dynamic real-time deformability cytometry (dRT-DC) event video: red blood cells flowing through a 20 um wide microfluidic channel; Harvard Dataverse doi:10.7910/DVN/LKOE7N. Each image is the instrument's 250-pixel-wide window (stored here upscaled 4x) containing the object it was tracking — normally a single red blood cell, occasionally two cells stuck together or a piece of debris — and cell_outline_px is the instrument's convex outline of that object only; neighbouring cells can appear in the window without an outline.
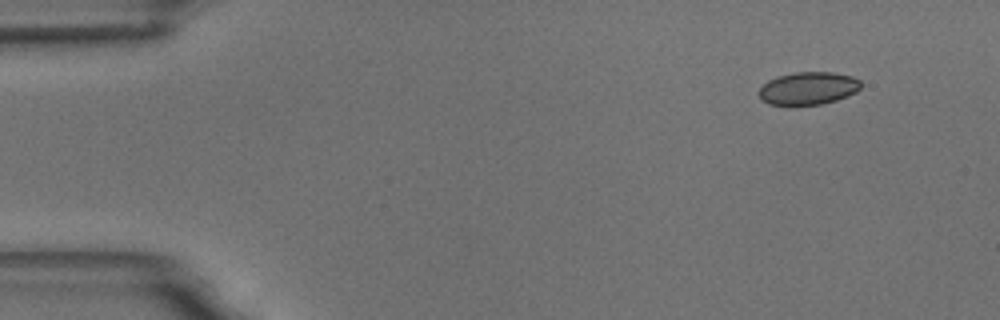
{"species": "common noctule bat (a hibernating species)", "species_latin": "Nyctalus noctula", "temperature_condition": "room temperature", "stored_images_in_passage": 4, "camera_frame_rate_fps": 3000, "um_per_image_px": 0.085, "animal": {"sex": "male", "body_mass_g": 18.8}, "frame": {"image": 1, "passage_image": 1, "time_ms": 0.0, "image_size_px": [1000, 320], "cell_outline_px": [[860, 88], [856, 92], [848, 96], [836, 100], [820, 104], [792, 108], [768, 104], [760, 100], [760, 88], [768, 80], [776, 76], [796, 72], [832, 72], [852, 76], [860, 80]], "centroid_in_image_um": [68.66, 7.55], "position_along_channel_um": 16.3, "area_um2": 20.06}}
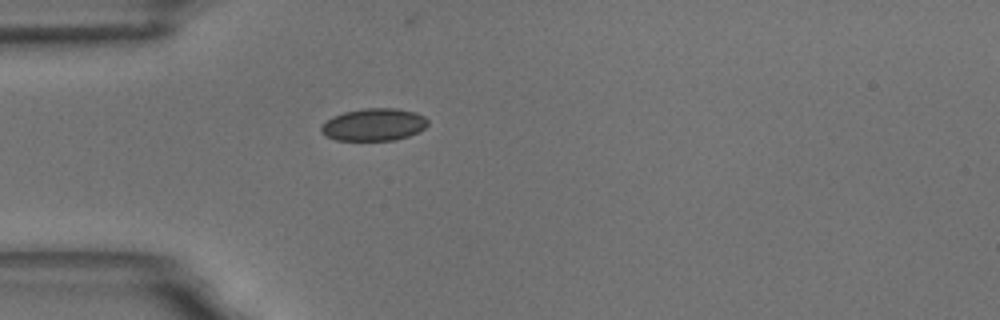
{"frame": {"image": 2, "passage_image": 4, "time_ms": 3.667, "image_size_px": [1000, 320], "cell_outline_px": [[428, 124], [420, 132], [396, 140], [336, 140], [320, 132], [320, 128], [332, 116], [344, 112], [364, 108], [396, 108], [416, 112], [424, 116], [428, 120]], "centroid_in_image_um": [31.81, 10.59], "position_along_channel_um": 53.2, "area_um2": 20.17}}